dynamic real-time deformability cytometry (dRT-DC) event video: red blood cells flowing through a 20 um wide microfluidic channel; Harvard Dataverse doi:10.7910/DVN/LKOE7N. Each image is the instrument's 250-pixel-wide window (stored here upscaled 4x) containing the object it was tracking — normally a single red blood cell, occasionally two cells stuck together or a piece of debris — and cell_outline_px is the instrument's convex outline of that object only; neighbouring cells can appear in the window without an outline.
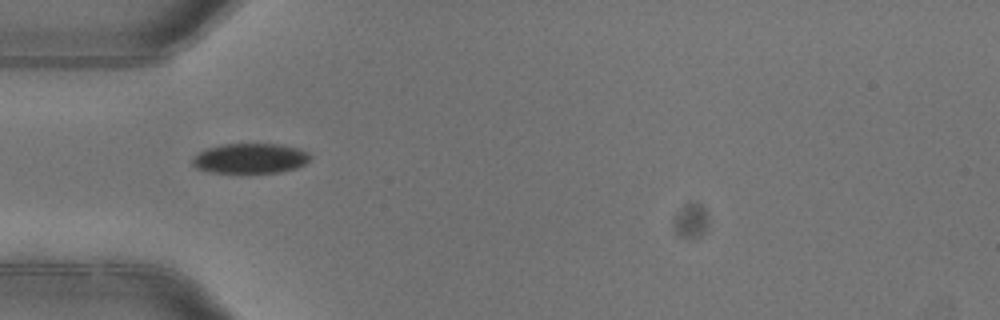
{"species": "common noctule bat (a hibernating species)", "species_latin": "Nyctalus noctula", "temperature_condition": "warm", "stored_images_in_passage": 2, "camera_frame_rate_fps": 3000, "um_per_image_px": 0.085, "animal": {"sex": "female"}, "frame": {"image": 1, "passage_image": 1, "time_ms": 0.0, "image_size_px": [1000, 320], "cell_outline_px": [[312, 156], [304, 164], [296, 168], [280, 172], [212, 172], [196, 168], [192, 164], [192, 160], [200, 152], [208, 148], [224, 144], [280, 144], [296, 148], [308, 152]], "centroid_in_image_um": [21.29, 13.46], "position_along_channel_um": 63.7, "area_um2": 20.29}}